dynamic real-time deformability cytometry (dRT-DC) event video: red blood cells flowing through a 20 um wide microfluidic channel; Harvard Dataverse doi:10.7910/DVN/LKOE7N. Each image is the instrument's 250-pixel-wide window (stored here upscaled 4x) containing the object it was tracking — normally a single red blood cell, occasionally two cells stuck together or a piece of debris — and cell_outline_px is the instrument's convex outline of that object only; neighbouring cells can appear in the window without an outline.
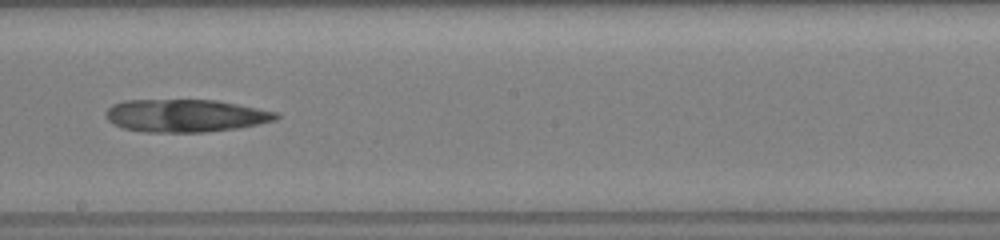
{"species": "common noctule bat (a hibernating species)", "species_latin": "Nyctalus noctula", "temperature_condition": "room temperature", "stored_images_in_passage": 49, "camera_frame_rate_fps": 3000, "um_per_image_px": 0.085, "animal": {"sex": "female", "body_mass_g": 19.5, "forearm_length_mm": 54.1}, "frame": {"image": 1, "passage_image": 29, "time_ms": 9.333, "image_size_px": [1000, 240], "cell_outline_px": [[280, 116], [276, 120], [240, 128], [204, 132], [144, 132], [120, 128], [112, 124], [104, 116], [104, 112], [112, 104], [124, 100], [216, 100], [276, 112]], "centroid_in_image_um": [15.7, 9.84], "position_along_channel_um": 232.5, "area_um2": 32.66}}
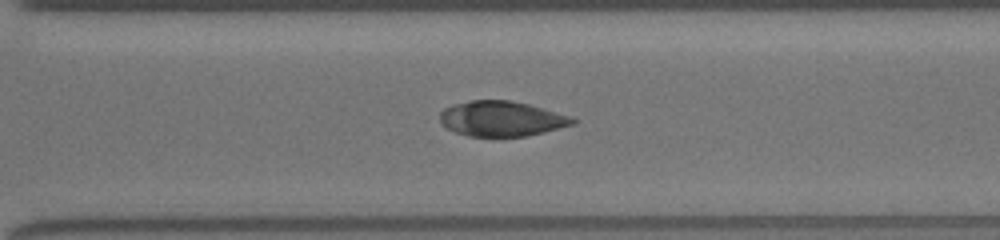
{"frame": {"image": 2, "passage_image": 36, "time_ms": 11.667, "image_size_px": [1000, 240], "cell_outline_px": [[576, 124], [528, 136], [468, 136], [456, 132], [448, 128], [440, 120], [440, 112], [444, 108], [452, 104], [468, 100], [512, 100], [528, 104], [572, 116], [576, 120]], "centroid_in_image_um": [42.65, 10.08], "position_along_channel_um": 327.9, "area_um2": 27.28}}
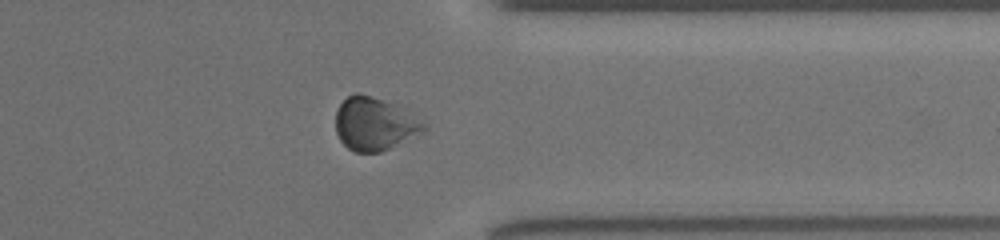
{"frame": {"image": 3, "passage_image": 40, "time_ms": 13.0, "image_size_px": [1000, 240], "cell_outline_px": [[428, 128], [424, 132], [380, 152], [352, 152], [340, 140], [336, 132], [336, 112], [340, 104], [352, 92], [360, 92], [396, 104], [404, 108], [428, 124]], "centroid_in_image_um": [31.86, 10.51], "position_along_channel_um": 379.5, "area_um2": 27.57}}